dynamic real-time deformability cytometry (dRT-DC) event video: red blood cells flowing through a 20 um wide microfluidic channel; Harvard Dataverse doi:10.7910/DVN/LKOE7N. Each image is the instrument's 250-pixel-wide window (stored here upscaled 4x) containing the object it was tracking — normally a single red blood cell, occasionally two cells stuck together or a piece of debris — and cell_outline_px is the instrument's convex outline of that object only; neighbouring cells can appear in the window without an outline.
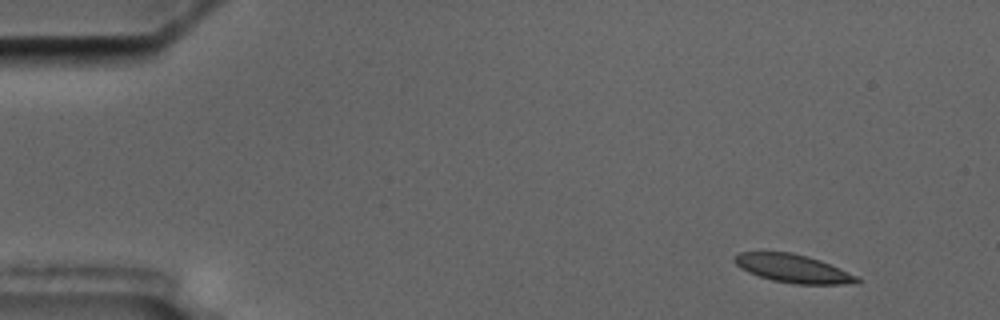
{"species": "common noctule bat (a hibernating species)", "species_latin": "Nyctalus noctula", "temperature_condition": "cold", "stored_images_in_passage": 10, "camera_frame_rate_fps": 3000, "um_per_image_px": 0.085, "animal": {"sex": "male", "body_mass_g": 17.5, "forearm_length_mm": 52.3}, "frame": {"image": 1, "passage_image": 1, "time_ms": 0.0, "image_size_px": [1000, 320], "cell_outline_px": [[860, 284], [796, 284], [772, 280], [748, 272], [740, 268], [732, 260], [732, 256], [740, 252], [792, 252], [808, 256], [820, 260], [860, 276]], "centroid_in_image_um": [67.44, 22.82], "position_along_channel_um": 17.6, "area_um2": 20.4}}
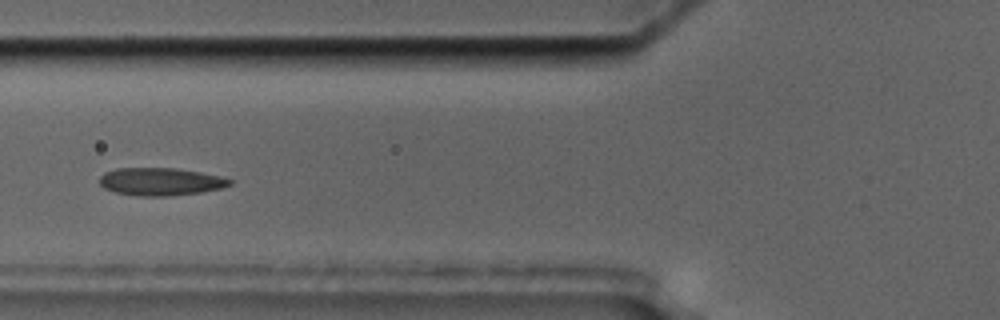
{"frame": {"image": 2, "passage_image": 6, "time_ms": 5.667, "image_size_px": [1000, 320], "cell_outline_px": [[232, 184], [220, 188], [200, 192], [168, 196], [136, 196], [116, 192], [104, 188], [100, 184], [100, 176], [104, 172], [116, 168], [176, 168], [200, 172], [220, 176], [232, 180]], "centroid_in_image_um": [13.62, 15.43], "position_along_channel_um": 112.2, "area_um2": 20.98}}
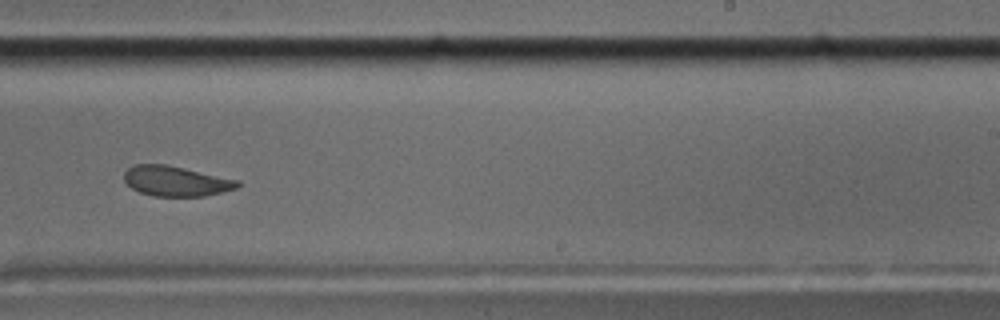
{"frame": {"image": 3, "passage_image": 10, "time_ms": 10.333, "image_size_px": [1000, 320], "cell_outline_px": [[240, 184], [236, 188], [204, 196], [152, 196], [140, 192], [132, 188], [124, 180], [124, 172], [132, 164], [168, 164], [240, 180]], "centroid_in_image_um": [14.94, 15.38], "position_along_channel_um": 274.1, "area_um2": 20.0}}